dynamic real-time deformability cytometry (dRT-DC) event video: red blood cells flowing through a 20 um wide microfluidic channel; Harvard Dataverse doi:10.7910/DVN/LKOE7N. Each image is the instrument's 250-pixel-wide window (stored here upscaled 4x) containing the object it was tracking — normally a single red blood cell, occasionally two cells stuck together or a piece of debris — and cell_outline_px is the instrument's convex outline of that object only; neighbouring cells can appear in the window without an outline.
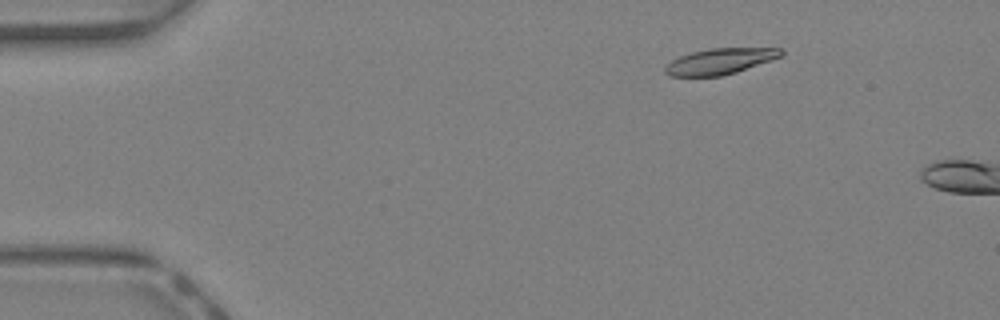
{"species": "Egyptian fruit bat (a non-hibernating species)", "species_latin": "Rousettus aegyptiacus", "temperature_condition": "warm", "stored_images_in_passage": 7, "camera_frame_rate_fps": 3000, "um_per_image_px": 0.085, "animal": {"sex": "female"}, "frame": {"image": 1, "passage_image": 5, "time_ms": 1.333, "image_size_px": [1000, 320], "cell_outline_px": [[784, 52], [780, 56], [772, 60], [736, 72], [720, 76], [668, 76], [664, 72], [664, 68], [672, 60], [680, 56], [692, 52], [708, 48], [784, 48]], "centroid_in_image_um": [61.2, 5.2], "position_along_channel_um": 23.8, "area_um2": 17.46}}